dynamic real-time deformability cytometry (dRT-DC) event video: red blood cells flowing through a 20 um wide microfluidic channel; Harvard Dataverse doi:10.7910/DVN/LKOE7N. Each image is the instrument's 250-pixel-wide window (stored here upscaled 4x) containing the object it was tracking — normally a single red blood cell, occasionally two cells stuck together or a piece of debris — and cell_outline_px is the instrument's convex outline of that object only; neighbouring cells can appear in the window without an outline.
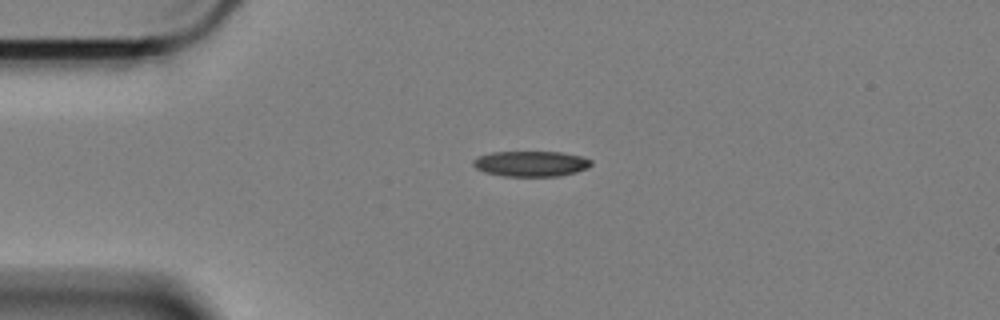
{"species": "Egyptian fruit bat (a non-hibernating species)", "species_latin": "Rousettus aegyptiacus", "temperature_condition": "cold", "stored_images_in_passage": 26, "camera_frame_rate_fps": 3000, "um_per_image_px": 0.085, "animal": {"sex": "female"}, "frame": {"image": 1, "passage_image": 1, "time_ms": 0.0, "image_size_px": [1000, 320], "cell_outline_px": [[592, 164], [588, 168], [576, 172], [560, 176], [504, 176], [484, 172], [476, 168], [472, 164], [472, 160], [480, 156], [492, 152], [560, 152], [580, 156], [592, 160]], "centroid_in_image_um": [45.13, 13.92], "position_along_channel_um": 39.9, "area_um2": 17.51}}
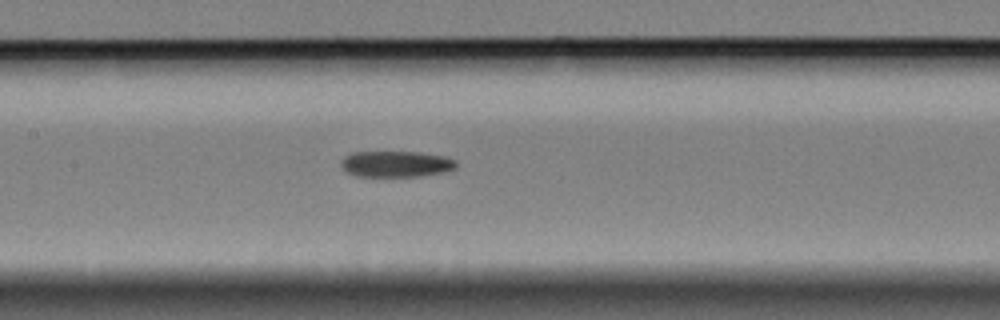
{"frame": {"image": 2, "passage_image": 15, "time_ms": 4.667, "image_size_px": [1000, 320], "cell_outline_px": [[456, 168], [444, 172], [420, 176], [356, 176], [348, 172], [340, 164], [344, 156], [352, 152], [420, 152], [444, 156], [456, 160]], "centroid_in_image_um": [33.68, 13.93], "position_along_channel_um": 173.7, "area_um2": 17.46}}
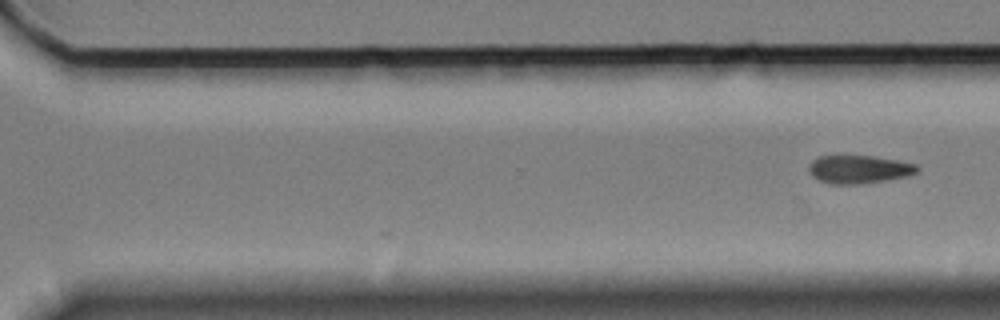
{"frame": {"image": 3, "passage_image": 26, "time_ms": 8.333, "image_size_px": [1000, 320], "cell_outline_px": [[920, 168], [916, 172], [908, 176], [888, 180], [860, 184], [832, 184], [820, 180], [812, 176], [808, 168], [812, 160], [820, 156], [872, 156], [896, 160], [916, 164]], "centroid_in_image_um": [73.02, 14.4], "position_along_channel_um": 297.6, "area_um2": 17.69}}